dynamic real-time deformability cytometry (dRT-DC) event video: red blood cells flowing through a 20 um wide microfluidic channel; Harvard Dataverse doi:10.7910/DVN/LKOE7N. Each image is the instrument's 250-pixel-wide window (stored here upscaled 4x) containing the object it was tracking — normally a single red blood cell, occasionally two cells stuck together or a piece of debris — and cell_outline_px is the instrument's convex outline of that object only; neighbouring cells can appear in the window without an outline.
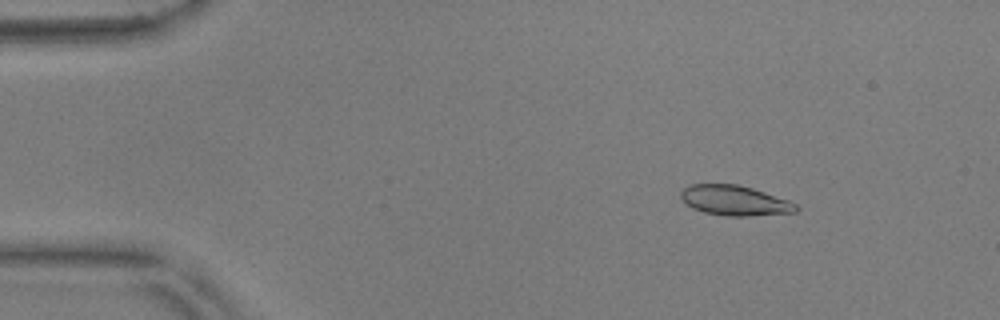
{"species": "common noctule bat (a hibernating species)", "species_latin": "Nyctalus noctula", "temperature_condition": "warm", "stored_images_in_passage": 51, "camera_frame_rate_fps": 3000, "um_per_image_px": 0.085, "animal": {"sex": "male", "body_mass_g": 17.9, "forearm_length_mm": 54.2}, "frame": {"image": 1, "passage_image": 3, "time_ms": 0.667, "image_size_px": [1000, 320], "cell_outline_px": [[800, 208], [796, 212], [748, 216], [728, 216], [704, 212], [692, 208], [680, 196], [680, 192], [688, 184], [736, 184], [752, 188], [788, 200], [796, 204]], "centroid_in_image_um": [62.45, 17.04], "position_along_channel_um": 22.6, "area_um2": 20.06}}
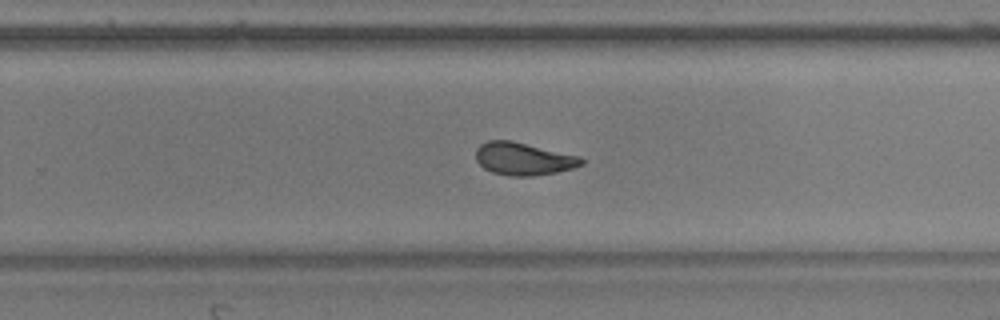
{"frame": {"image": 2, "passage_image": 31, "time_ms": 10.0, "image_size_px": [1000, 320], "cell_outline_px": [[584, 164], [572, 168], [556, 172], [532, 176], [508, 176], [492, 172], [484, 168], [476, 160], [476, 148], [480, 144], [488, 140], [512, 140], [580, 156], [584, 160]], "centroid_in_image_um": [44.48, 13.49], "position_along_channel_um": 285.3, "area_um2": 20.17}}
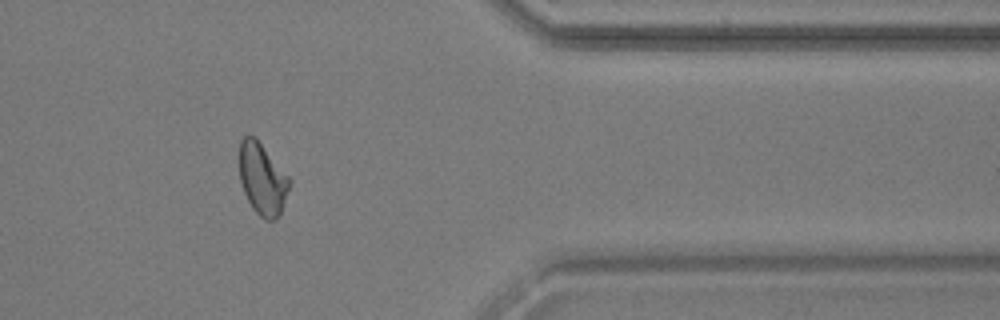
{"frame": {"image": 3, "passage_image": 41, "time_ms": 13.333, "image_size_px": [1000, 320], "cell_outline_px": [[292, 184], [280, 216], [276, 220], [264, 220], [252, 208], [244, 192], [240, 180], [240, 140], [244, 136], [256, 136], [292, 180]], "centroid_in_image_um": [22.34, 15.23], "position_along_channel_um": 389.1, "area_um2": 21.33}, "authors_computed_cell_mechanics": {"area_um2": 20.4612, "velocity_mm_per_s": 3.6591, "shape_relaxation_time_tau1_ms": 6.0035, "shape_relaxation_time_tau2_ms": 1.558, "deformation_change_tau1": 0.1604, "deformation_change_tau2": 0.0612}}